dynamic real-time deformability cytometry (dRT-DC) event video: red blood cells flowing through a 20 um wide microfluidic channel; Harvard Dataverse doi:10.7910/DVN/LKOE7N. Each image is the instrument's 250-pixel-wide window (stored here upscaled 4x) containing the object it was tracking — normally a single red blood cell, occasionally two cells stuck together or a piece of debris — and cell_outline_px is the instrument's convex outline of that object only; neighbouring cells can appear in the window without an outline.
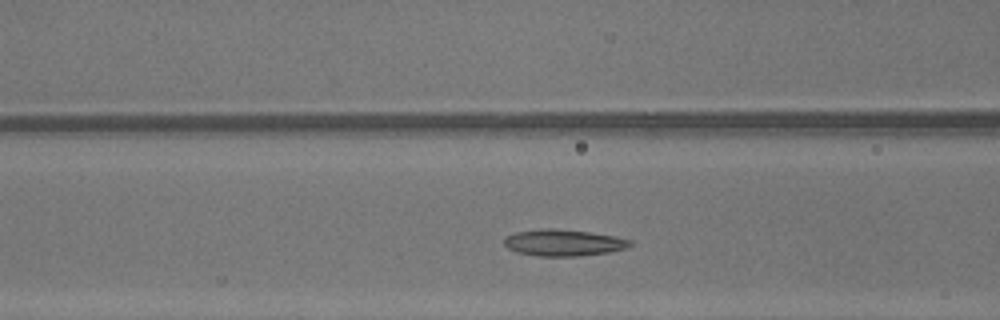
{"species": "common noctule bat (a hibernating species)", "species_latin": "Nyctalus noctula", "temperature_condition": "warm", "stored_images_in_passage": 30, "camera_frame_rate_fps": 3000, "um_per_image_px": 0.085, "animal": {"sex": "male", "body_mass_g": 13.3}, "frame": {"image": 1, "passage_image": 11, "time_ms": 3.333, "image_size_px": [1000, 320], "cell_outline_px": [[632, 244], [628, 248], [608, 252], [580, 256], [540, 256], [516, 252], [508, 248], [504, 244], [504, 236], [516, 232], [544, 228], [552, 228], [588, 232], [612, 236], [632, 240]], "centroid_in_image_um": [47.88, 20.63], "position_along_channel_um": 118.7, "area_um2": 19.42}}
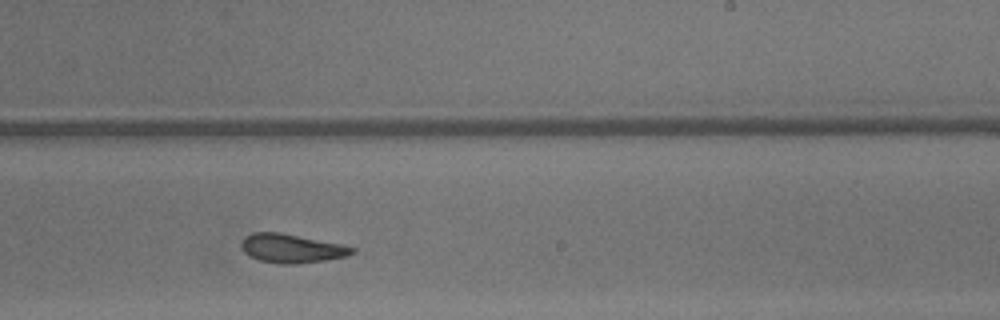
{"frame": {"image": 2, "passage_image": 21, "time_ms": 6.667, "image_size_px": [1000, 320], "cell_outline_px": [[356, 252], [348, 256], [324, 260], [296, 264], [280, 264], [260, 260], [248, 256], [244, 252], [240, 244], [244, 236], [252, 232], [280, 232], [344, 244], [356, 248]], "centroid_in_image_um": [24.8, 21.1], "position_along_channel_um": 264.2, "area_um2": 18.9}}
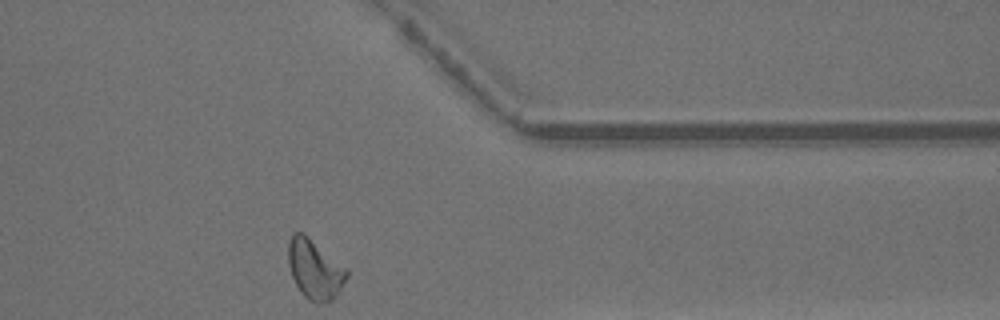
{"frame": {"image": 3, "passage_image": 30, "time_ms": 9.667, "image_size_px": [1000, 320], "cell_outline_px": [[348, 276], [332, 300], [320, 304], [316, 304], [308, 300], [300, 292], [292, 276], [288, 264], [288, 244], [292, 236], [296, 232], [304, 232], [348, 268]], "centroid_in_image_um": [26.76, 22.88], "position_along_channel_um": 384.6, "area_um2": 20.46}, "authors_computed_cell_mechanics": {"area_um2": 18.9006, "velocity_mm_per_s": 4.367, "shape_relaxation_time_tau1_ms": null, "shape_relaxation_time_tau2_ms": 3.3196, "deformation_change_tau1": null, "deformation_change_tau2": 0.0993}}